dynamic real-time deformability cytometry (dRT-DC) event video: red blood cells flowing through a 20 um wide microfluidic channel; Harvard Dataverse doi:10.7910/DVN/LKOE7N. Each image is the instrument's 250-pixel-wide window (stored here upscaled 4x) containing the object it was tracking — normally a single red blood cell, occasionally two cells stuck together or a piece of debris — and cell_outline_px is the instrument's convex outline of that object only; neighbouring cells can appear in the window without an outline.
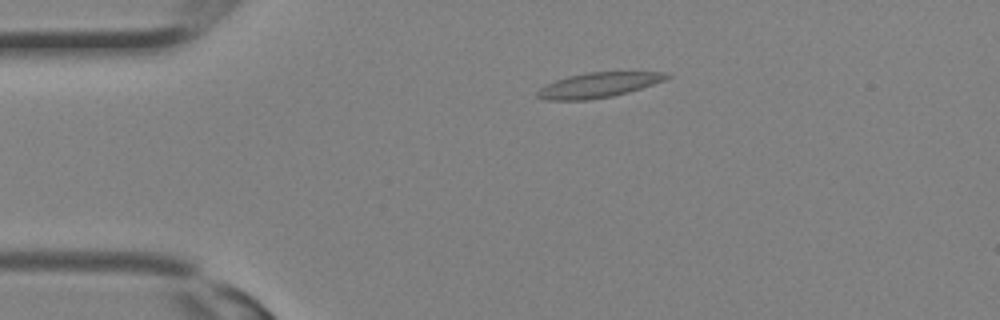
{"species": "Egyptian fruit bat (a non-hibernating species)", "species_latin": "Rousettus aegyptiacus", "temperature_condition": "room temperature", "stored_images_in_passage": 6, "camera_frame_rate_fps": 3000, "um_per_image_px": 0.085, "animal": {"sex": "female"}, "frame": {"image": 1, "passage_image": 1, "time_ms": 0.0, "image_size_px": [1000, 320], "cell_outline_px": [[672, 76], [664, 80], [628, 92], [612, 96], [588, 100], [544, 100], [536, 96], [536, 92], [544, 84], [568, 76], [588, 72], [664, 72]], "centroid_in_image_um": [50.8, 7.23], "position_along_channel_um": 34.2, "area_um2": 18.73}}
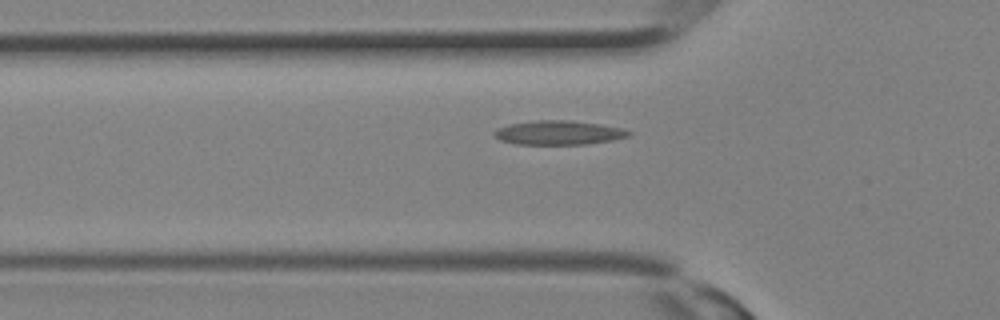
{"frame": {"image": 2, "passage_image": 5, "time_ms": 1.333, "image_size_px": [1000, 320], "cell_outline_px": [[632, 132], [628, 136], [612, 140], [588, 144], [516, 144], [500, 140], [492, 136], [492, 132], [496, 128], [508, 124], [536, 120], [572, 120], [600, 124], [620, 128]], "centroid_in_image_um": [47.41, 11.27], "position_along_channel_um": 78.4, "area_um2": 19.02}}